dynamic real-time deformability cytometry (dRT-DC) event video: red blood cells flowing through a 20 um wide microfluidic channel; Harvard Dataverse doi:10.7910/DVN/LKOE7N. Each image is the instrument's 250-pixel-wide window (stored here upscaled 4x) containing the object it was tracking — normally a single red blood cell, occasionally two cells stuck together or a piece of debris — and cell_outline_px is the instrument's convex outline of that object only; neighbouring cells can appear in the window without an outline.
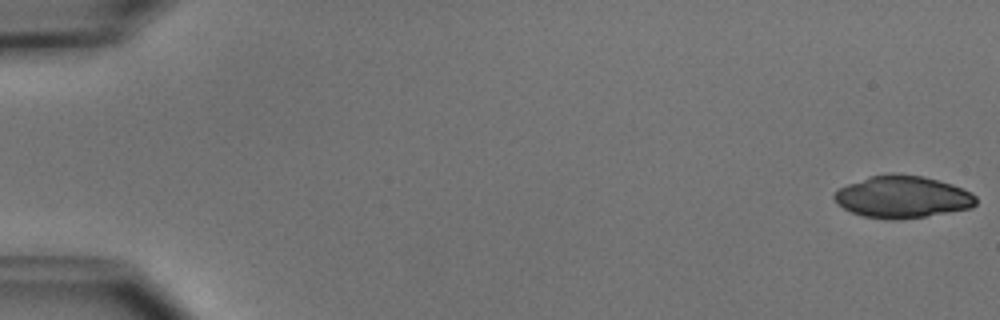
{"species": "common noctule bat (a hibernating species)", "species_latin": "Nyctalus noctula", "temperature_condition": "cold", "stored_images_in_passage": 5, "camera_frame_rate_fps": 3000, "um_per_image_px": 0.085, "animal": {"sex": "male", "body_mass_g": 15.6}, "frame": {"image": 1, "passage_image": 1, "time_ms": 0.0, "image_size_px": [1000, 320], "cell_outline_px": [[976, 204], [972, 208], [924, 216], [896, 220], [888, 220], [864, 216], [852, 212], [844, 208], [832, 196], [836, 188], [868, 176], [888, 172], [892, 172], [924, 176], [952, 184], [972, 192], [976, 196]], "centroid_in_image_um": [76.69, 16.71], "position_along_channel_um": 8.3, "area_um2": 35.14}}